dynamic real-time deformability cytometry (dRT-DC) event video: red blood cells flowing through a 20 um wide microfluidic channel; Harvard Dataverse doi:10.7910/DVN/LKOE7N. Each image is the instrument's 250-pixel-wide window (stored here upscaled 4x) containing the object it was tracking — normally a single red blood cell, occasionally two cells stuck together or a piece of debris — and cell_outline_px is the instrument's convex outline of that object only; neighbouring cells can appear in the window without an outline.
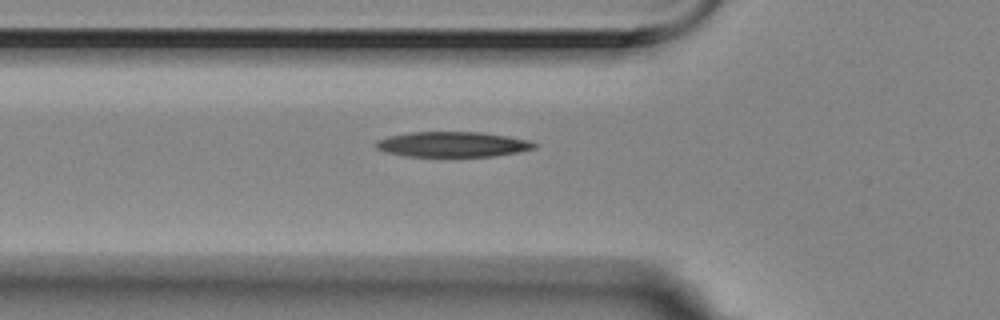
{"species": "Egyptian fruit bat (a non-hibernating species)", "species_latin": "Rousettus aegyptiacus", "temperature_condition": "room temperature", "stored_images_in_passage": 6, "camera_frame_rate_fps": 3000, "um_per_image_px": 0.085, "animal": {"sex": "female"}, "frame": {"image": 1, "passage_image": 6, "time_ms": 1.667, "image_size_px": [1000, 320], "cell_outline_px": [[536, 148], [496, 156], [404, 156], [384, 152], [376, 148], [372, 144], [376, 140], [388, 136], [408, 132], [480, 132], [508, 136], [528, 140], [536, 144]], "centroid_in_image_um": [38.39, 12.26], "position_along_channel_um": 87.4, "area_um2": 23.41}}